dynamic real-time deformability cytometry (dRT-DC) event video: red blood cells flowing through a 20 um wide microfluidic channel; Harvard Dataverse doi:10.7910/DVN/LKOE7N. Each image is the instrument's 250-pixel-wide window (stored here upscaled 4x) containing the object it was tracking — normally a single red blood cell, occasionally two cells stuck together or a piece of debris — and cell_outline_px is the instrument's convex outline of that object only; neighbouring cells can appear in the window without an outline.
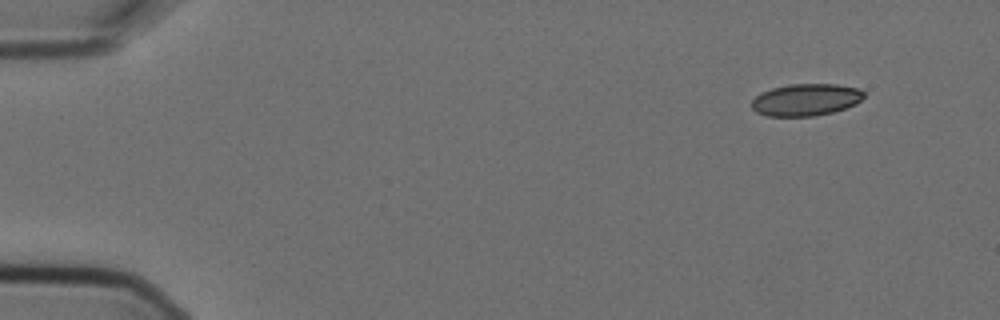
{"species": "Egyptian fruit bat (a non-hibernating species)", "species_latin": "Rousettus aegyptiacus", "temperature_condition": "cold", "stored_images_in_passage": 4, "camera_frame_rate_fps": 3000, "um_per_image_px": 0.085, "animal": {"sex": "female"}, "frame": {"image": 1, "passage_image": 1, "time_ms": 0.0, "image_size_px": [1000, 320], "cell_outline_px": [[864, 96], [856, 104], [832, 112], [812, 116], [768, 116], [756, 112], [752, 108], [752, 100], [760, 92], [772, 88], [788, 84], [836, 84], [860, 88], [864, 92]], "centroid_in_image_um": [68.49, 8.47], "position_along_channel_um": 16.5, "area_um2": 20.98}}
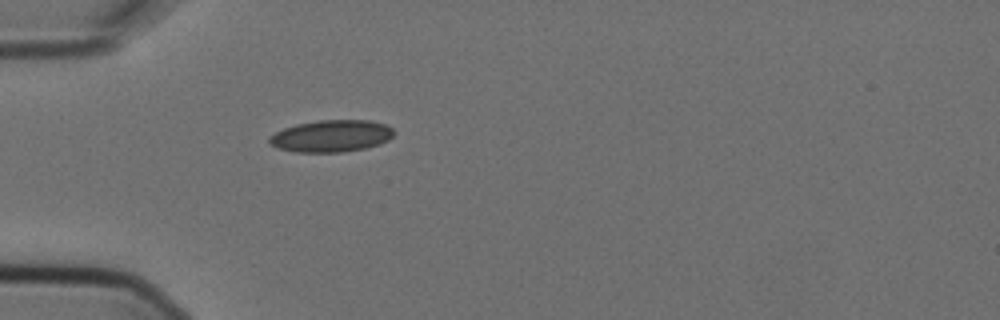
{"frame": {"image": 2, "passage_image": 4, "time_ms": 1.0, "image_size_px": [1000, 320], "cell_outline_px": [[396, 132], [388, 140], [380, 144], [364, 148], [340, 152], [296, 152], [280, 148], [272, 144], [268, 140], [268, 136], [284, 128], [296, 124], [320, 120], [368, 120], [384, 124], [392, 128]], "centroid_in_image_um": [28.18, 11.55], "position_along_channel_um": 56.8, "area_um2": 23.06}}